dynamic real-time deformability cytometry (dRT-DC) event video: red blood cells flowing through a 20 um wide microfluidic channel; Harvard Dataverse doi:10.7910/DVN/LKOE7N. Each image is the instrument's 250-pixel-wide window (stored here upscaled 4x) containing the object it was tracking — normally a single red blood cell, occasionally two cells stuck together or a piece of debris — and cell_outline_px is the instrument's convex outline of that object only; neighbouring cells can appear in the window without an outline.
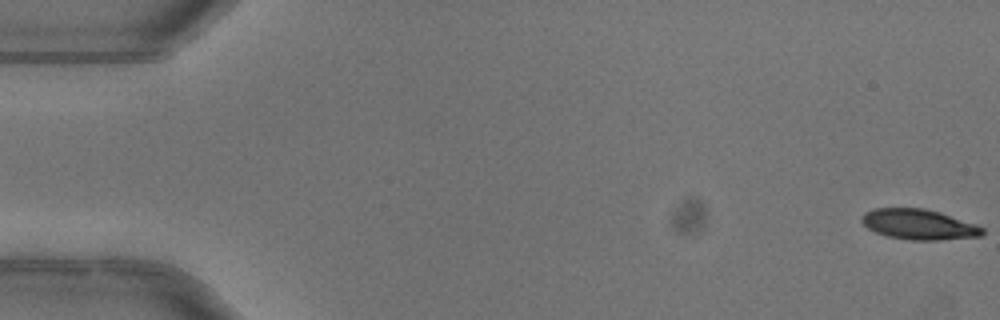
{"species": "common noctule bat (a hibernating species)", "species_latin": "Nyctalus noctula", "temperature_condition": "warm", "stored_images_in_passage": 53, "camera_frame_rate_fps": 3000, "um_per_image_px": 0.085, "animal": {"sex": "female"}, "frame": {"image": 1, "passage_image": 1, "time_ms": 0.0, "image_size_px": [1000, 320], "cell_outline_px": [[984, 232], [980, 236], [940, 240], [908, 240], [888, 236], [876, 232], [868, 228], [860, 220], [860, 216], [864, 212], [876, 208], [924, 208], [940, 212], [976, 224], [984, 228]], "centroid_in_image_um": [78.09, 19.07], "position_along_channel_um": 6.9, "area_um2": 21.39}}
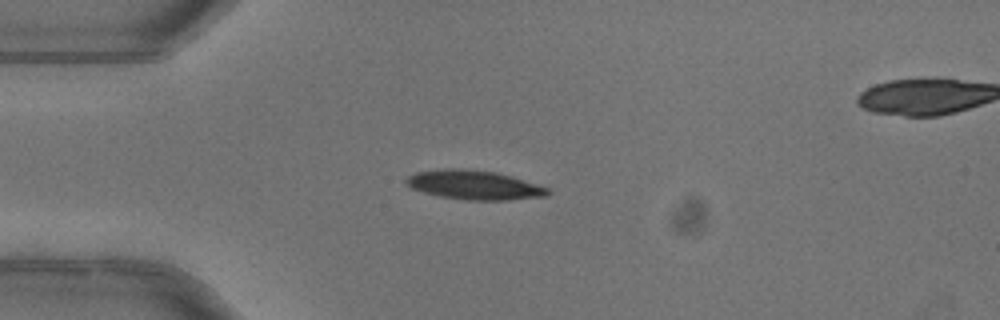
{"frame": {"image": 2, "passage_image": 14, "time_ms": 4.333, "image_size_px": [1000, 320], "cell_outline_px": [[552, 192], [548, 196], [504, 200], [468, 200], [440, 196], [424, 192], [412, 188], [404, 180], [408, 176], [416, 172], [448, 168], [452, 168], [496, 172], [512, 176], [548, 188]], "centroid_in_image_um": [40.33, 15.73], "position_along_channel_um": 44.7, "area_um2": 23.81}, "authors_computed_cell_mechanics": {"area_um2": 23.4668, "velocity_mm_per_s": 4.0277, "shape_relaxation_time_tau1_ms": 4.0001, "shape_relaxation_time_tau2_ms": 9.4273, "deformation_change_tau1": 0.1687, "deformation_change_tau2": 0.1547}}